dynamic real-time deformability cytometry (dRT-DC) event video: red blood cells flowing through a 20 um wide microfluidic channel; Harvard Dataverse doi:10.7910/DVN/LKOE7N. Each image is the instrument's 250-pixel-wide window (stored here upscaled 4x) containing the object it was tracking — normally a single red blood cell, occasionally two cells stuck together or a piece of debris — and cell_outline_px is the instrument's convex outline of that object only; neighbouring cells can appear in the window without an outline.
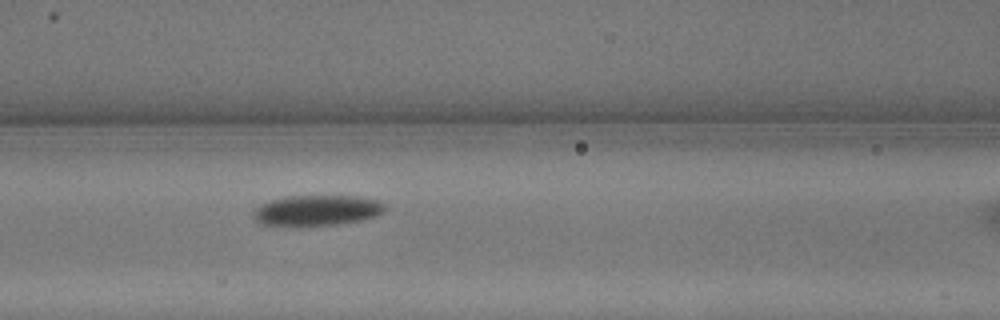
{"species": "common noctule bat (a hibernating species)", "species_latin": "Nyctalus noctula", "temperature_condition": "warm", "stored_images_in_passage": 7, "segment_of_instrument_passage": [1, 2], "camera_frame_rate_fps": 3000, "um_per_image_px": 0.085, "animal": {"sex": "male", "body_mass_g": 13.3}, "frame": {"image": 1, "passage_image": 6, "time_ms": 1.667, "image_size_px": [1000, 320], "cell_outline_px": [[384, 212], [376, 216], [360, 220], [336, 224], [256, 224], [252, 216], [252, 212], [260, 204], [272, 200], [288, 196], [356, 196], [380, 200], [384, 204]], "centroid_in_image_um": [26.94, 17.86], "position_along_channel_um": 139.7, "area_um2": 23.0}}